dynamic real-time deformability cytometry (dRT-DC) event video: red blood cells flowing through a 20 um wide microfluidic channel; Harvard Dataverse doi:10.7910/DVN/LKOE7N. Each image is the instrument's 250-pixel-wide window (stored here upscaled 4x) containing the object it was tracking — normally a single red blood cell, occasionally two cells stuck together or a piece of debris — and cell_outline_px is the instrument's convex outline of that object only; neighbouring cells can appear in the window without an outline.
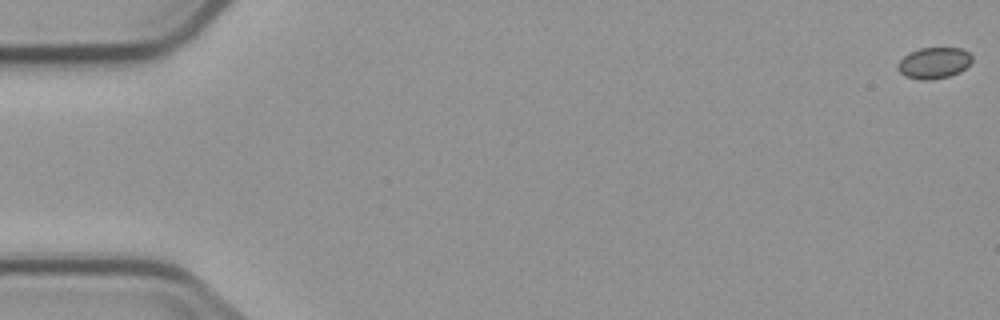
{"species": "common noctule bat (a hibernating species)", "species_latin": "Nyctalus noctula", "temperature_condition": "cold", "stored_images_in_passage": 5, "camera_frame_rate_fps": 3000, "um_per_image_px": 0.085, "animal": {"sex": "male", "body_mass_g": 23.1, "forearm_length_mm": 52.7}, "frame": {"image": 1, "passage_image": 1, "time_ms": 0.0, "image_size_px": [1000, 320], "cell_outline_px": [[972, 60], [960, 72], [948, 76], [932, 80], [920, 80], [904, 76], [896, 68], [896, 64], [904, 56], [920, 48], [960, 48], [968, 52], [972, 56]], "centroid_in_image_um": [79.36, 5.36], "position_along_channel_um": 5.6, "area_um2": 13.47}}
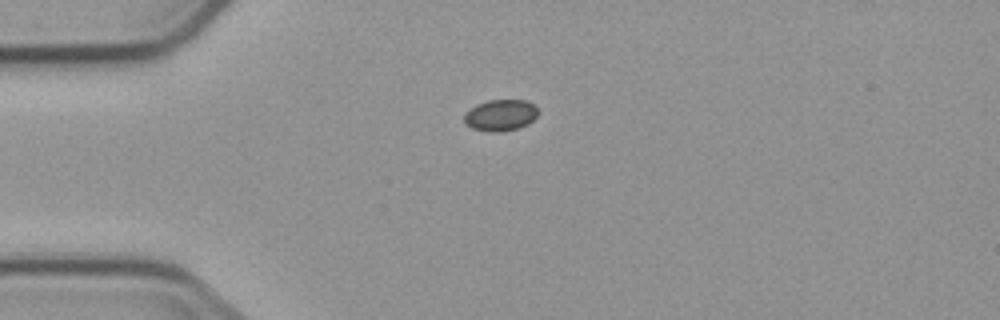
{"frame": {"image": 2, "passage_image": 5, "time_ms": 4.667, "image_size_px": [1000, 320], "cell_outline_px": [[540, 112], [528, 124], [516, 128], [500, 132], [488, 132], [472, 128], [464, 124], [464, 112], [476, 104], [488, 100], [524, 100], [532, 104]], "centroid_in_image_um": [42.5, 9.79], "position_along_channel_um": 42.5, "area_um2": 13.58}}